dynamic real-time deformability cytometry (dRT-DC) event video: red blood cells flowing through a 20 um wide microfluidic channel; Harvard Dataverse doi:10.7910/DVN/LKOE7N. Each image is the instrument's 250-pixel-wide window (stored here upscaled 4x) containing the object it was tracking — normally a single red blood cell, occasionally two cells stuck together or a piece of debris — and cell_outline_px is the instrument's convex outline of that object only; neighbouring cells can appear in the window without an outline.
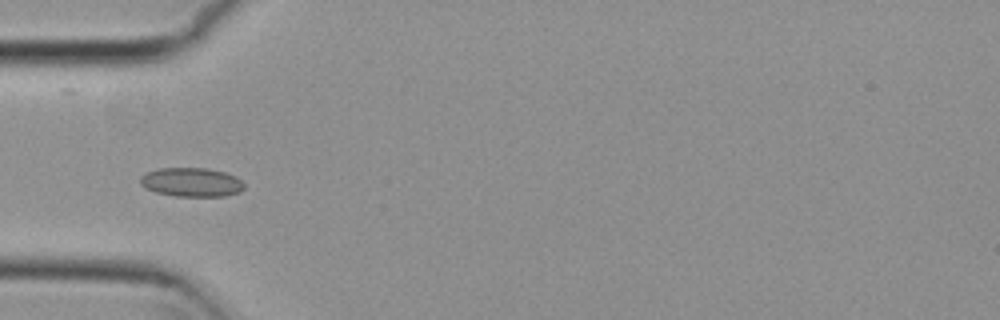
{"species": "common noctule bat (a hibernating species)", "species_latin": "Nyctalus noctula", "temperature_condition": "cold", "stored_images_in_passage": 6, "camera_frame_rate_fps": 3000, "um_per_image_px": 0.085, "animal": {"sex": "female", "body_mass_g": 29.2, "forearm_length_mm": 56.3}, "frame": {"image": 1, "passage_image": 2, "time_ms": 0.333, "image_size_px": [1000, 320], "cell_outline_px": [[244, 188], [240, 192], [224, 196], [176, 196], [156, 192], [140, 184], [140, 176], [148, 172], [160, 168], [208, 168], [224, 172], [236, 176], [244, 184]], "centroid_in_image_um": [16.3, 15.48], "position_along_channel_um": 68.7, "area_um2": 17.46}}
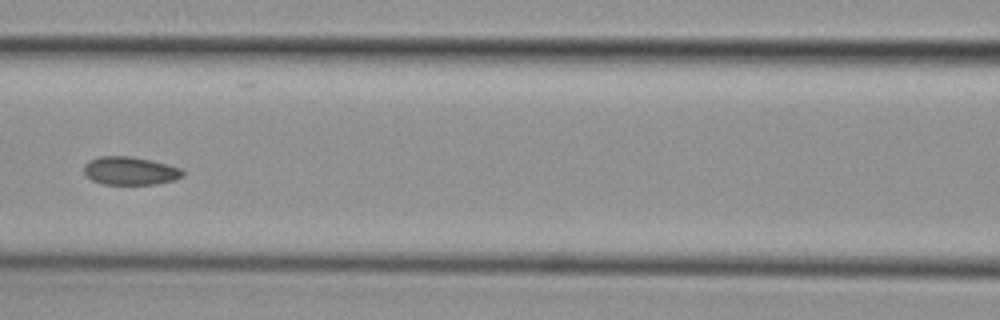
{"frame": {"image": 2, "passage_image": 4, "time_ms": 1.0, "image_size_px": [1000, 320], "cell_outline_px": [[184, 176], [176, 180], [156, 184], [100, 184], [84, 176], [84, 164], [88, 160], [100, 156], [132, 156], [152, 160], [168, 164], [180, 168], [184, 172]], "centroid_in_image_um": [11.05, 14.52], "position_along_channel_um": 155.6, "area_um2": 16.53}}
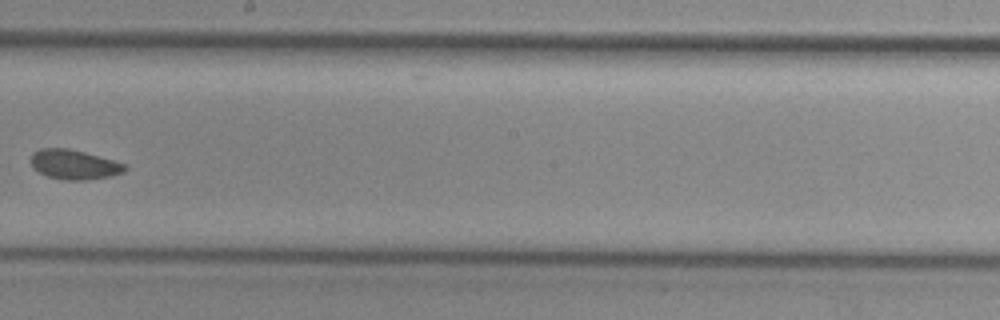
{"frame": {"image": 3, "passage_image": 6, "time_ms": 1.667, "image_size_px": [1000, 320], "cell_outline_px": [[128, 168], [124, 172], [112, 176], [84, 180], [64, 180], [48, 176], [32, 168], [32, 152], [40, 148], [68, 148], [84, 152], [112, 160], [124, 164]], "centroid_in_image_um": [6.29, 13.98], "position_along_channel_um": 241.9, "area_um2": 16.13}}